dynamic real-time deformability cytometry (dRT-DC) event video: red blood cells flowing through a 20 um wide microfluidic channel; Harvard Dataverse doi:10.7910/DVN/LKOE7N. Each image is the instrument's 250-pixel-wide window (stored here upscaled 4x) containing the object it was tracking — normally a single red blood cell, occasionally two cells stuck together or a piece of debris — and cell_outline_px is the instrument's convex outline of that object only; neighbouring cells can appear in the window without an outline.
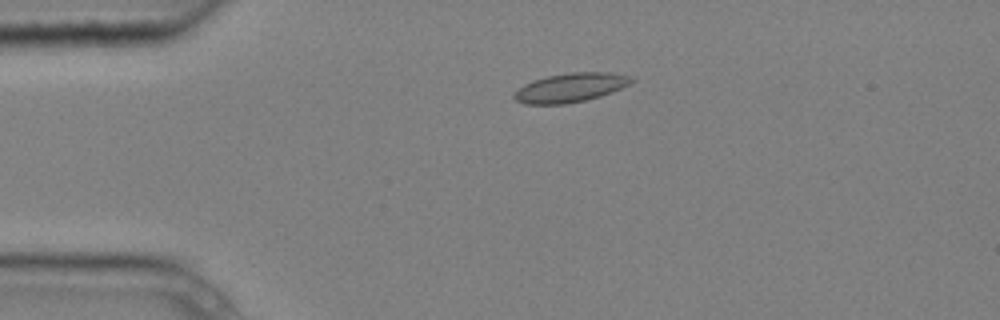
{"species": "common noctule bat (a hibernating species)", "species_latin": "Nyctalus noctula", "temperature_condition": "cold", "stored_images_in_passage": 3, "camera_frame_rate_fps": 3000, "um_per_image_px": 0.085, "animal": {"sex": "male", "body_mass_g": 20.4}, "frame": {"image": 1, "passage_image": 2, "time_ms": 0.333, "image_size_px": [1000, 320], "cell_outline_px": [[636, 80], [612, 92], [600, 96], [584, 100], [564, 104], [524, 104], [516, 100], [512, 96], [524, 84], [532, 80], [548, 76], [568, 72], [612, 72], [628, 76]], "centroid_in_image_um": [48.48, 7.44], "position_along_channel_um": 36.5, "area_um2": 19.71}}